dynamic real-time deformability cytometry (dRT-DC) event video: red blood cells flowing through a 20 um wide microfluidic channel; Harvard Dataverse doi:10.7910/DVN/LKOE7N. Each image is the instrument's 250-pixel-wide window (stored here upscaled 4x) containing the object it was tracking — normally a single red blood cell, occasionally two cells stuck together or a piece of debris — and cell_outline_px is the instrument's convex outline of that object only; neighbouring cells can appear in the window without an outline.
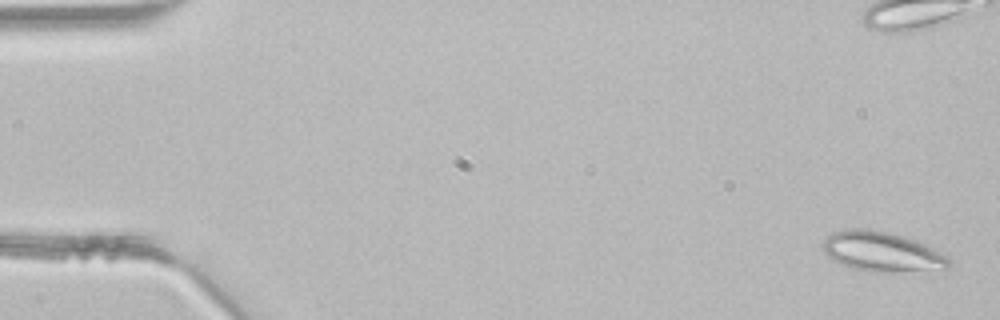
{"species": "common noctule bat (a hibernating species)", "species_latin": "Nyctalus noctula", "temperature_condition": "room temperature", "stored_images_in_passage": 5, "camera_frame_rate_fps": 3000, "um_per_image_px": 0.085, "animal": {"sex": "male", "body_mass_g": 21.5, "forearm_length_mm": 52.0}, "frame": {"image": 1, "passage_image": 1, "time_ms": 0.0, "image_size_px": [1000, 320], "cell_outline_px": [[952, 260], [948, 268], [892, 272], [868, 272], [840, 264], [832, 260], [824, 252], [820, 244], [832, 232], [852, 228], [868, 228], [888, 232], [904, 236], [916, 240], [948, 256]], "centroid_in_image_um": [74.93, 21.39], "position_along_channel_um": 10.1, "area_um2": 29.42}}